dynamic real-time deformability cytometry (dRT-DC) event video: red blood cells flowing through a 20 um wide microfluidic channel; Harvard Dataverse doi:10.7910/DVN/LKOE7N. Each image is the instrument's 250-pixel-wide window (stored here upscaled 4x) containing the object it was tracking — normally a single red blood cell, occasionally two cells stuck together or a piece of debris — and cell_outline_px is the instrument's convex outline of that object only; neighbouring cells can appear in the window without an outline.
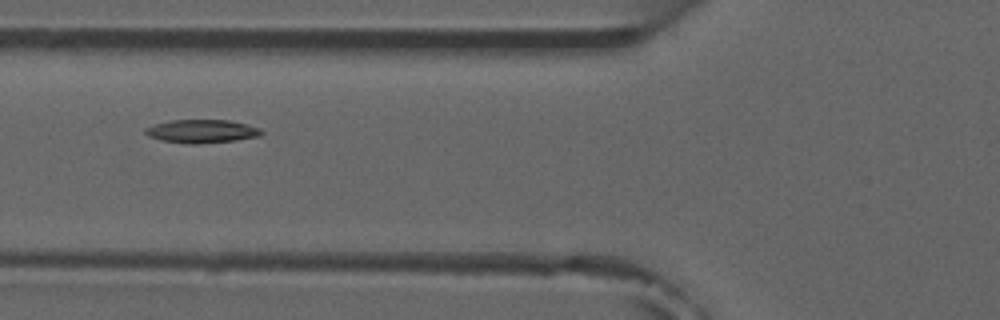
{"species": "common noctule bat (a hibernating species)", "species_latin": "Nyctalus noctula", "temperature_condition": "room temperature", "stored_images_in_passage": 5, "camera_frame_rate_fps": 3000, "um_per_image_px": 0.085, "animal": {"sex": "male", "forearm_length_mm": 52.5}, "frame": {"image": 1, "passage_image": 2, "time_ms": 1.333, "image_size_px": [1000, 320], "cell_outline_px": [[264, 132], [260, 136], [236, 140], [200, 144], [188, 144], [160, 140], [148, 136], [144, 132], [144, 128], [156, 124], [172, 120], [228, 120], [248, 124], [260, 128]], "centroid_in_image_um": [17.16, 11.16], "position_along_channel_um": 108.6, "area_um2": 15.9}}
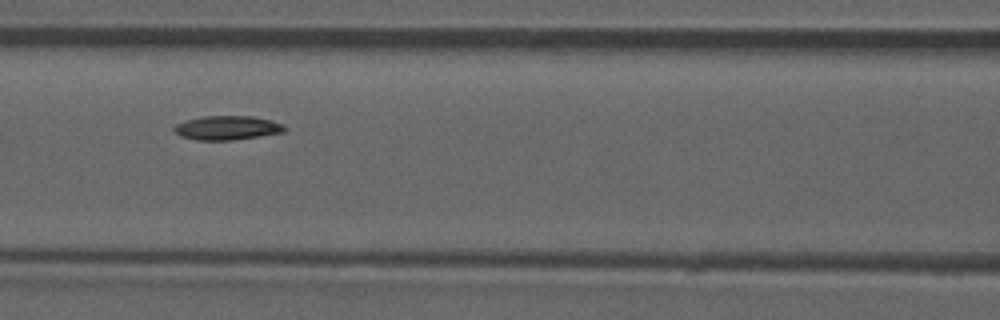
{"frame": {"image": 2, "passage_image": 3, "time_ms": 2.333, "image_size_px": [1000, 320], "cell_outline_px": [[288, 128], [284, 132], [260, 136], [232, 140], [196, 140], [180, 136], [172, 128], [176, 124], [188, 120], [204, 116], [252, 116], [284, 124]], "centroid_in_image_um": [19.33, 10.87], "position_along_channel_um": 147.3, "area_um2": 15.43}}